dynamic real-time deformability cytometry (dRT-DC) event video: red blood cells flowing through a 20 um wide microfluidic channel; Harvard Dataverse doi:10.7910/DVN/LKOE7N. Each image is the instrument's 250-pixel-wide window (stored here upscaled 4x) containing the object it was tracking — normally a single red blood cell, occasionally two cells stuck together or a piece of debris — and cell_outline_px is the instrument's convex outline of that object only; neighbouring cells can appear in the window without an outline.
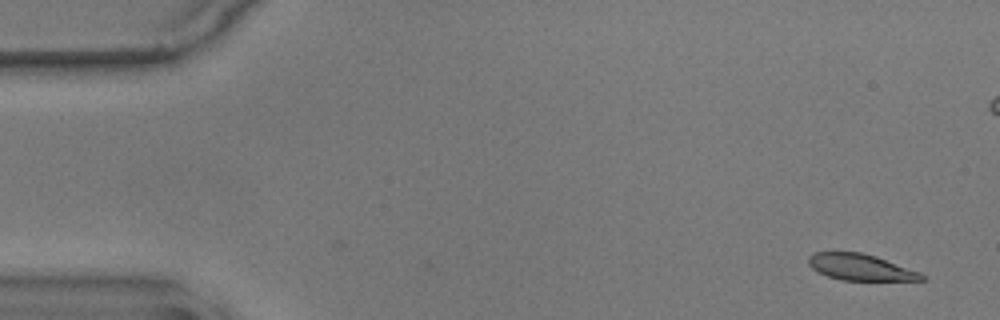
{"species": "common noctule bat (a hibernating species)", "species_latin": "Nyctalus noctula", "temperature_condition": "warm", "stored_images_in_passage": 8, "camera_frame_rate_fps": 3000, "um_per_image_px": 0.085, "animal": {"sex": "male", "body_mass_g": 17.9}, "frame": {"image": 1, "passage_image": 1, "time_ms": 0.0, "image_size_px": [1000, 320], "cell_outline_px": [[924, 280], [840, 280], [828, 276], [812, 268], [808, 264], [808, 256], [816, 252], [860, 252], [876, 256], [920, 272], [924, 276]], "centroid_in_image_um": [73.12, 22.71], "position_along_channel_um": 11.9, "area_um2": 17.17}}